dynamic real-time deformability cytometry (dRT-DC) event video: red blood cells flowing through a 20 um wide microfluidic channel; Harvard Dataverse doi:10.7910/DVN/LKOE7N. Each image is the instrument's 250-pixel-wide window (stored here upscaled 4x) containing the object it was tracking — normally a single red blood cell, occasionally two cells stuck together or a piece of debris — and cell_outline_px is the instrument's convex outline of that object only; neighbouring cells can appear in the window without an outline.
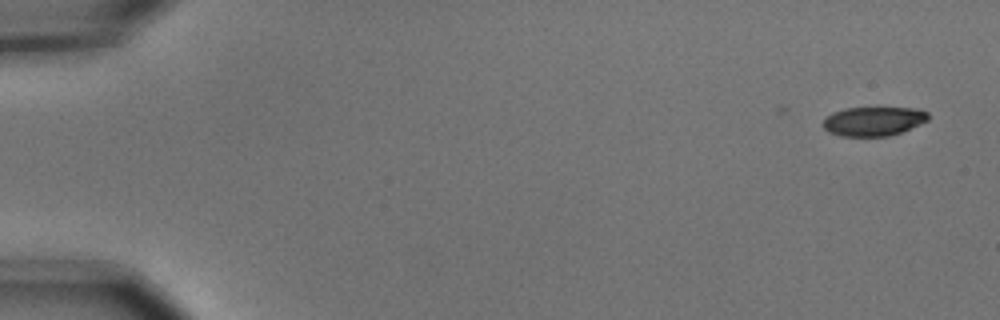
{"species": "common noctule bat (a hibernating species)", "species_latin": "Nyctalus noctula", "temperature_condition": "cold", "stored_images_in_passage": 2, "camera_frame_rate_fps": 3000, "um_per_image_px": 0.085, "animal": {"sex": "male", "body_mass_g": 15.6}, "frame": {"image": 1, "passage_image": 2, "time_ms": 0.333, "image_size_px": [1000, 320], "cell_outline_px": [[928, 120], [920, 124], [900, 132], [888, 136], [840, 136], [828, 132], [824, 128], [824, 116], [832, 112], [844, 108], [920, 108], [928, 112]], "centroid_in_image_um": [74.23, 10.3], "position_along_channel_um": 10.8, "area_um2": 17.92}}